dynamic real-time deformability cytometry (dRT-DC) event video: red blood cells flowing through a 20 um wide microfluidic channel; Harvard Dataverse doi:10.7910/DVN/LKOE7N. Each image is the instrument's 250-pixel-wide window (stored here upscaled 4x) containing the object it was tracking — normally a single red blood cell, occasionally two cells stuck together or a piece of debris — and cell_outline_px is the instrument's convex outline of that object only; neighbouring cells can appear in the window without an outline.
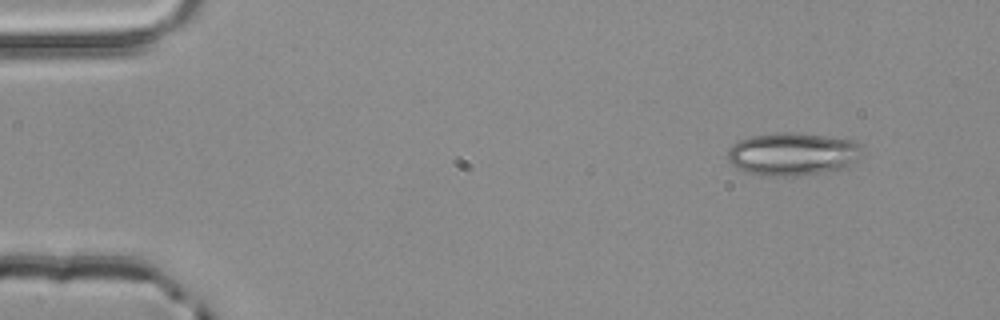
{"species": "common noctule bat (a hibernating species)", "species_latin": "Nyctalus noctula", "temperature_condition": "room temperature", "stored_images_in_passage": 2, "camera_frame_rate_fps": 3000, "um_per_image_px": 0.085, "animal": {"sex": "male", "body_mass_g": 20.4}, "frame": {"image": 1, "passage_image": 1, "time_ms": 0.0, "image_size_px": [1000, 320], "cell_outline_px": [[864, 144], [852, 160], [844, 168], [824, 172], [796, 176], [772, 176], [748, 172], [736, 168], [728, 160], [728, 152], [740, 140], [752, 136], [776, 132], [796, 132], [856, 140]], "centroid_in_image_um": [67.37, 13.08], "position_along_channel_um": 17.6, "area_um2": 33.23}}